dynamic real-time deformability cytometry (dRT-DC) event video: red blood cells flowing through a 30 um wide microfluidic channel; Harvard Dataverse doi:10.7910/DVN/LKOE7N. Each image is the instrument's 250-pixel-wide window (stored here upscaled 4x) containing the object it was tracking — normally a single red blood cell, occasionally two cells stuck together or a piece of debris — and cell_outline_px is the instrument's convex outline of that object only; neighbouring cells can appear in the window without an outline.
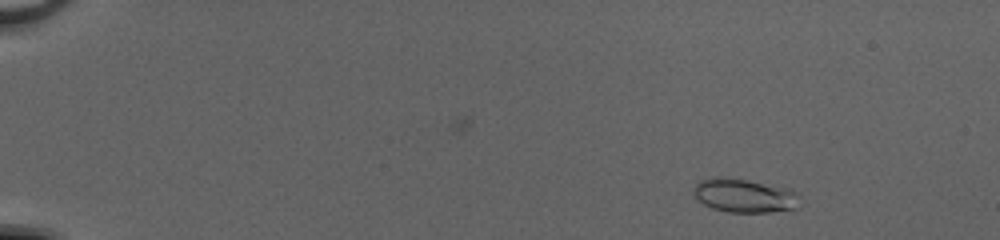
{"species": "common noctule bat (a hibernating species)", "species_latin": "Nyctalus noctula", "temperature_condition": "cold", "stored_images_in_passage": 51, "camera_frame_rate_fps": 3000, "um_per_image_px": 0.085, "animal": {"sex": "female", "body_mass_g": 20.0, "forearm_length_mm": 54.0}, "frame": {"image": 1, "passage_image": 6, "time_ms": 1.667, "image_size_px": [1000, 240], "cell_outline_px": [[800, 208], [768, 212], [728, 212], [712, 208], [696, 200], [692, 192], [692, 188], [700, 180], [712, 176], [720, 176], [748, 180], [792, 188], [800, 196]], "centroid_in_image_um": [63.28, 16.61], "position_along_channel_um": 21.7, "area_um2": 21.5}}
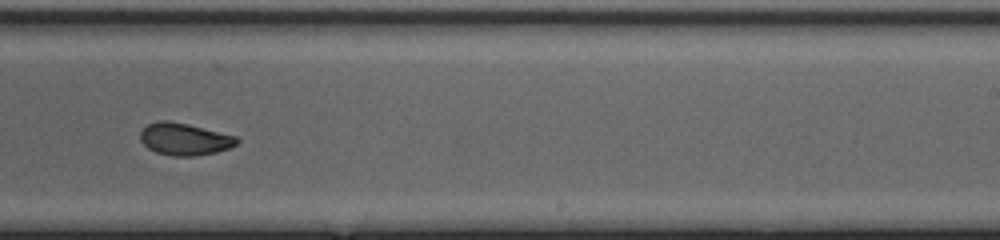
{"frame": {"image": 2, "passage_image": 34, "time_ms": 11.0, "image_size_px": [1000, 240], "cell_outline_px": [[240, 140], [236, 144], [228, 148], [216, 152], [196, 156], [172, 156], [156, 152], [148, 148], [140, 140], [140, 132], [148, 124], [160, 120], [168, 120], [188, 124], [236, 136]], "centroid_in_image_um": [15.67, 11.82], "position_along_channel_um": 273.3, "area_um2": 18.03}}
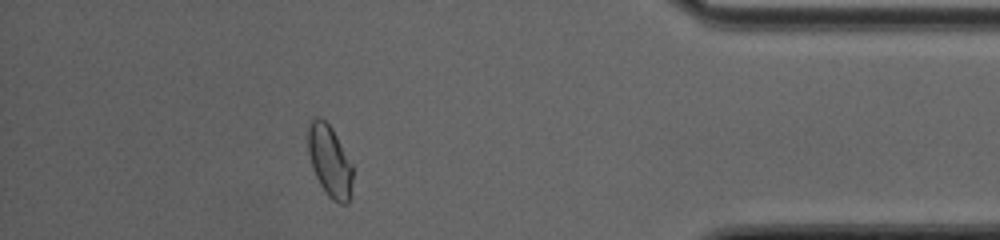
{"frame": {"image": 3, "passage_image": 46, "time_ms": 15.0, "image_size_px": [1000, 240], "cell_outline_px": [[352, 180], [348, 204], [340, 204], [332, 200], [328, 196], [320, 184], [312, 168], [308, 152], [308, 128], [312, 120], [316, 116], [320, 116], [332, 128], [352, 164]], "centroid_in_image_um": [28.02, 13.69], "position_along_channel_um": 407.2, "area_um2": 18.5}}